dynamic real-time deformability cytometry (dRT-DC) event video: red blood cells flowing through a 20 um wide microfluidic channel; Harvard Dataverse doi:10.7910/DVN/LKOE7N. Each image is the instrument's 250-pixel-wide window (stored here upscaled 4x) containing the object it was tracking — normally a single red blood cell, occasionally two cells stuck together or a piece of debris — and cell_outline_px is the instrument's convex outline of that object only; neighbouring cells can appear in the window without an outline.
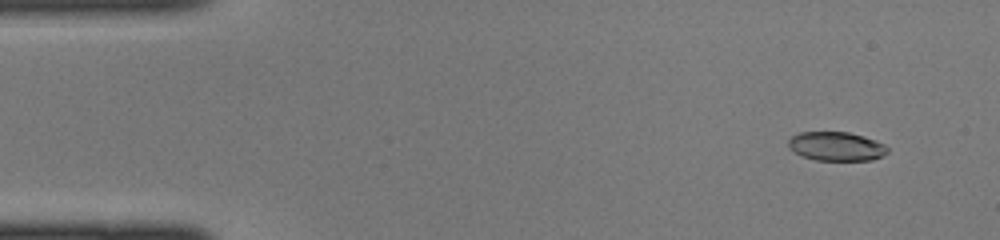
{"species": "common noctule bat (a hibernating species)", "species_latin": "Nyctalus noctula", "temperature_condition": "cold", "stored_images_in_passage": 45, "camera_frame_rate_fps": 3000, "um_per_image_px": 0.085, "animal": {"sex": "female", "body_mass_g": 22.0, "forearm_length_mm": 56.7}, "frame": {"image": 1, "passage_image": 4, "time_ms": 1.0, "image_size_px": [1000, 240], "cell_outline_px": [[888, 152], [872, 160], [816, 160], [800, 156], [788, 148], [788, 140], [792, 136], [800, 132], [848, 132], [864, 136], [884, 144], [888, 148]], "centroid_in_image_um": [71.05, 12.44], "position_along_channel_um": 14.0, "area_um2": 16.76}}
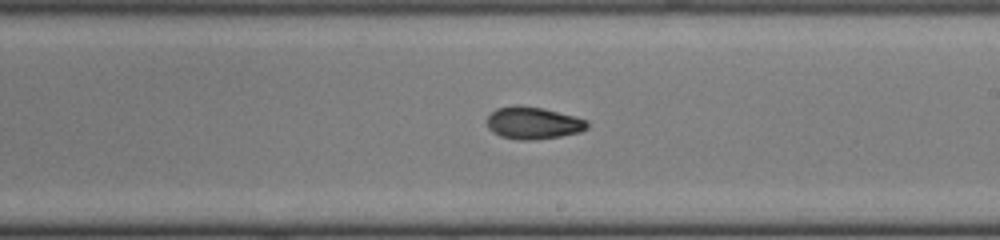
{"frame": {"image": 2, "passage_image": 26, "time_ms": 8.333, "image_size_px": [1000, 240], "cell_outline_px": [[588, 128], [580, 132], [560, 136], [532, 140], [520, 140], [500, 136], [492, 132], [488, 128], [488, 116], [496, 108], [516, 104], [520, 104], [544, 108], [576, 116], [588, 120]], "centroid_in_image_um": [45.33, 10.44], "position_along_channel_um": 243.7, "area_um2": 19.07}}
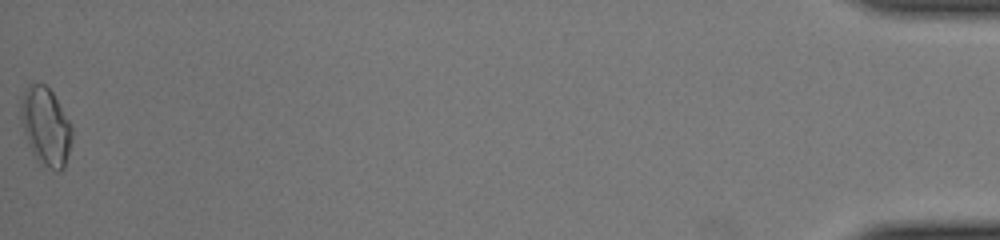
{"frame": {"image": 3, "passage_image": 45, "time_ms": 14.667, "image_size_px": [1000, 240], "cell_outline_px": [[72, 136], [64, 168], [60, 172], [56, 172], [44, 164], [32, 152], [28, 144], [20, 120], [20, 104], [24, 92], [32, 84], [44, 84], [52, 92], [68, 120], [72, 128]], "centroid_in_image_um": [3.88, 10.76], "position_along_channel_um": 431.3, "area_um2": 22.72}}